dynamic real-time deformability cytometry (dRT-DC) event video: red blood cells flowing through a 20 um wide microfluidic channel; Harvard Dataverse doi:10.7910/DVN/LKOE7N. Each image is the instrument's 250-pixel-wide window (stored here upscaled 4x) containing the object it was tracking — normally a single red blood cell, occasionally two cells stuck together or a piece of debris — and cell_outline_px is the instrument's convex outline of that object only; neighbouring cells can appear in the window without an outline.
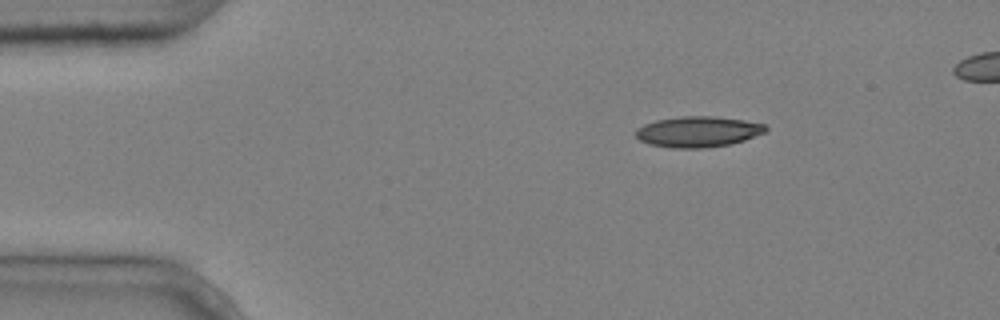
{"species": "common noctule bat (a hibernating species)", "species_latin": "Nyctalus noctula", "temperature_condition": "cold", "stored_images_in_passage": 4, "segment_of_instrument_passage": [1, 2], "camera_frame_rate_fps": 3000, "um_per_image_px": 0.085, "animal": {"sex": "male", "body_mass_g": 20.4}, "frame": {"image": 1, "passage_image": 1, "time_ms": 0.0, "image_size_px": [1000, 320], "cell_outline_px": [[768, 132], [744, 140], [728, 144], [704, 148], [672, 148], [648, 144], [640, 140], [636, 136], [636, 128], [644, 124], [656, 120], [680, 116], [716, 116], [744, 120], [764, 124], [768, 128]], "centroid_in_image_um": [59.34, 11.19], "position_along_channel_um": 25.7, "area_um2": 23.41}}